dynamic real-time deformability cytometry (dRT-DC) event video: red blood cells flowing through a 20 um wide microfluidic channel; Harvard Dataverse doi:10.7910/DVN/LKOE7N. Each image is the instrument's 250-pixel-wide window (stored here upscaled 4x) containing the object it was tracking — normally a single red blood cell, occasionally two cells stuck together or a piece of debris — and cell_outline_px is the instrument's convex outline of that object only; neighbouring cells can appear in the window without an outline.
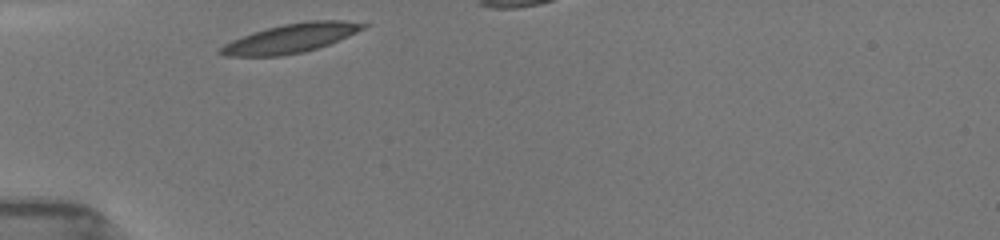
{"species": "common noctule bat (a hibernating species)", "species_latin": "Nyctalus noctula", "temperature_condition": "room temperature", "stored_images_in_passage": 8, "segment_of_instrument_passage": [1, 2], "camera_frame_rate_fps": 3000, "um_per_image_px": 0.085, "animal": {"sex": "female", "body_mass_g": 19.5, "forearm_length_mm": 54.1}, "frame": {"image": 1, "passage_image": 1, "time_ms": 0.0, "image_size_px": [1000, 240], "cell_outline_px": [[368, 24], [364, 28], [348, 36], [328, 44], [304, 52], [280, 56], [228, 56], [216, 52], [216, 48], [232, 40], [252, 32], [284, 24], [308, 20], [344, 20]], "centroid_in_image_um": [24.67, 3.25], "position_along_channel_um": 60.3, "area_um2": 24.04}}
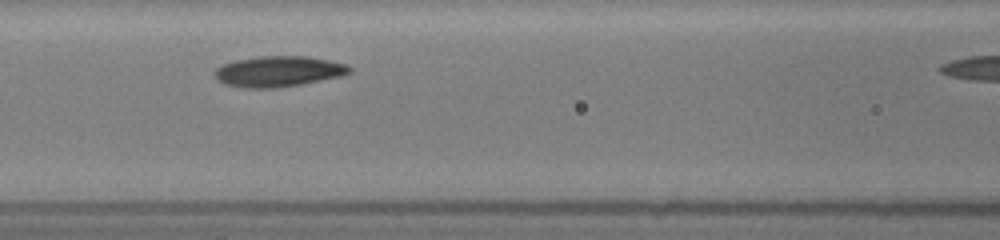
{"frame": {"image": 2, "passage_image": 5, "time_ms": 2.333, "image_size_px": [1000, 240], "cell_outline_px": [[352, 72], [340, 76], [300, 84], [276, 88], [244, 88], [224, 84], [212, 72], [216, 68], [224, 64], [236, 60], [260, 56], [308, 56], [348, 64], [352, 68]], "centroid_in_image_um": [23.68, 6.06], "position_along_channel_um": 142.9, "area_um2": 24.04}}
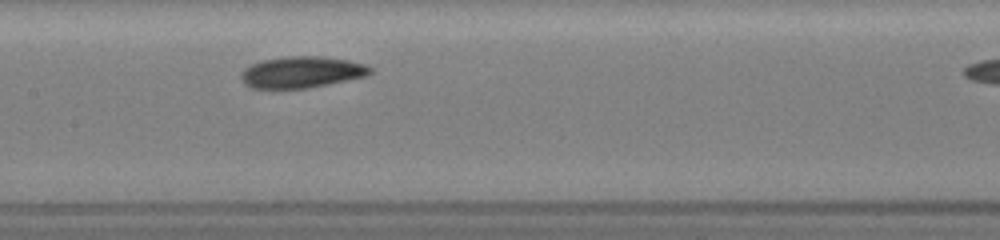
{"frame": {"image": 3, "passage_image": 7, "time_ms": 3.333, "image_size_px": [1000, 240], "cell_outline_px": [[372, 72], [368, 76], [308, 88], [252, 88], [244, 84], [240, 76], [240, 72], [244, 68], [252, 64], [264, 60], [288, 56], [324, 56], [348, 60], [364, 64], [372, 68]], "centroid_in_image_um": [25.65, 6.13], "position_along_channel_um": 181.7, "area_um2": 23.7}}